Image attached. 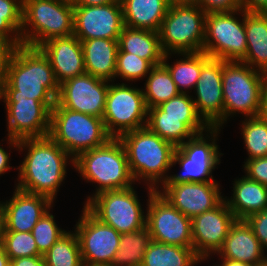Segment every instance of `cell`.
Segmentation results:
<instances>
[{
	"mask_svg": "<svg viewBox=\"0 0 267 266\" xmlns=\"http://www.w3.org/2000/svg\"><path fill=\"white\" fill-rule=\"evenodd\" d=\"M49 136L73 159L80 153L104 145L112 137L102 118L54 105Z\"/></svg>",
	"mask_w": 267,
	"mask_h": 266,
	"instance_id": "cell-6",
	"label": "cell"
},
{
	"mask_svg": "<svg viewBox=\"0 0 267 266\" xmlns=\"http://www.w3.org/2000/svg\"><path fill=\"white\" fill-rule=\"evenodd\" d=\"M13 196L0 201L5 231L31 232L39 219L54 203L47 197L22 191L15 187Z\"/></svg>",
	"mask_w": 267,
	"mask_h": 266,
	"instance_id": "cell-21",
	"label": "cell"
},
{
	"mask_svg": "<svg viewBox=\"0 0 267 266\" xmlns=\"http://www.w3.org/2000/svg\"><path fill=\"white\" fill-rule=\"evenodd\" d=\"M240 3L246 12L267 13V0H240Z\"/></svg>",
	"mask_w": 267,
	"mask_h": 266,
	"instance_id": "cell-45",
	"label": "cell"
},
{
	"mask_svg": "<svg viewBox=\"0 0 267 266\" xmlns=\"http://www.w3.org/2000/svg\"><path fill=\"white\" fill-rule=\"evenodd\" d=\"M108 88L109 81L84 73L59 85L55 105L102 118Z\"/></svg>",
	"mask_w": 267,
	"mask_h": 266,
	"instance_id": "cell-16",
	"label": "cell"
},
{
	"mask_svg": "<svg viewBox=\"0 0 267 266\" xmlns=\"http://www.w3.org/2000/svg\"><path fill=\"white\" fill-rule=\"evenodd\" d=\"M4 234H5V222L2 210L0 209V247L3 246Z\"/></svg>",
	"mask_w": 267,
	"mask_h": 266,
	"instance_id": "cell-52",
	"label": "cell"
},
{
	"mask_svg": "<svg viewBox=\"0 0 267 266\" xmlns=\"http://www.w3.org/2000/svg\"><path fill=\"white\" fill-rule=\"evenodd\" d=\"M232 188V196H225L224 200L237 220H245L267 208V186L243 175L234 180Z\"/></svg>",
	"mask_w": 267,
	"mask_h": 266,
	"instance_id": "cell-25",
	"label": "cell"
},
{
	"mask_svg": "<svg viewBox=\"0 0 267 266\" xmlns=\"http://www.w3.org/2000/svg\"><path fill=\"white\" fill-rule=\"evenodd\" d=\"M3 248L11 259L29 256H43L31 232L5 231Z\"/></svg>",
	"mask_w": 267,
	"mask_h": 266,
	"instance_id": "cell-40",
	"label": "cell"
},
{
	"mask_svg": "<svg viewBox=\"0 0 267 266\" xmlns=\"http://www.w3.org/2000/svg\"><path fill=\"white\" fill-rule=\"evenodd\" d=\"M216 255L220 259L247 262L253 266L267 261V254L245 220H236L231 226Z\"/></svg>",
	"mask_w": 267,
	"mask_h": 266,
	"instance_id": "cell-23",
	"label": "cell"
},
{
	"mask_svg": "<svg viewBox=\"0 0 267 266\" xmlns=\"http://www.w3.org/2000/svg\"><path fill=\"white\" fill-rule=\"evenodd\" d=\"M86 198L83 206L99 221L120 234L135 232L146 226L147 212L142 209L133 186L103 191Z\"/></svg>",
	"mask_w": 267,
	"mask_h": 266,
	"instance_id": "cell-10",
	"label": "cell"
},
{
	"mask_svg": "<svg viewBox=\"0 0 267 266\" xmlns=\"http://www.w3.org/2000/svg\"><path fill=\"white\" fill-rule=\"evenodd\" d=\"M244 26L247 51L240 62L262 73L267 72V13L247 12Z\"/></svg>",
	"mask_w": 267,
	"mask_h": 266,
	"instance_id": "cell-26",
	"label": "cell"
},
{
	"mask_svg": "<svg viewBox=\"0 0 267 266\" xmlns=\"http://www.w3.org/2000/svg\"><path fill=\"white\" fill-rule=\"evenodd\" d=\"M43 258L45 266H83L77 234L68 230Z\"/></svg>",
	"mask_w": 267,
	"mask_h": 266,
	"instance_id": "cell-34",
	"label": "cell"
},
{
	"mask_svg": "<svg viewBox=\"0 0 267 266\" xmlns=\"http://www.w3.org/2000/svg\"><path fill=\"white\" fill-rule=\"evenodd\" d=\"M124 27L121 3L74 6L73 34L80 41L96 38L118 40Z\"/></svg>",
	"mask_w": 267,
	"mask_h": 266,
	"instance_id": "cell-19",
	"label": "cell"
},
{
	"mask_svg": "<svg viewBox=\"0 0 267 266\" xmlns=\"http://www.w3.org/2000/svg\"><path fill=\"white\" fill-rule=\"evenodd\" d=\"M245 221L252 228L264 252L267 253V208L261 212L250 215Z\"/></svg>",
	"mask_w": 267,
	"mask_h": 266,
	"instance_id": "cell-42",
	"label": "cell"
},
{
	"mask_svg": "<svg viewBox=\"0 0 267 266\" xmlns=\"http://www.w3.org/2000/svg\"><path fill=\"white\" fill-rule=\"evenodd\" d=\"M170 4L192 3L193 0H167Z\"/></svg>",
	"mask_w": 267,
	"mask_h": 266,
	"instance_id": "cell-53",
	"label": "cell"
},
{
	"mask_svg": "<svg viewBox=\"0 0 267 266\" xmlns=\"http://www.w3.org/2000/svg\"><path fill=\"white\" fill-rule=\"evenodd\" d=\"M241 122L242 139L248 152L246 160L267 157V121L254 116L245 117Z\"/></svg>",
	"mask_w": 267,
	"mask_h": 266,
	"instance_id": "cell-35",
	"label": "cell"
},
{
	"mask_svg": "<svg viewBox=\"0 0 267 266\" xmlns=\"http://www.w3.org/2000/svg\"><path fill=\"white\" fill-rule=\"evenodd\" d=\"M146 126L175 147L209 127L202 118L147 117Z\"/></svg>",
	"mask_w": 267,
	"mask_h": 266,
	"instance_id": "cell-29",
	"label": "cell"
},
{
	"mask_svg": "<svg viewBox=\"0 0 267 266\" xmlns=\"http://www.w3.org/2000/svg\"><path fill=\"white\" fill-rule=\"evenodd\" d=\"M151 241L147 226L135 232L121 234L120 246L111 266H141Z\"/></svg>",
	"mask_w": 267,
	"mask_h": 266,
	"instance_id": "cell-32",
	"label": "cell"
},
{
	"mask_svg": "<svg viewBox=\"0 0 267 266\" xmlns=\"http://www.w3.org/2000/svg\"><path fill=\"white\" fill-rule=\"evenodd\" d=\"M257 266H267V261L265 263L257 265Z\"/></svg>",
	"mask_w": 267,
	"mask_h": 266,
	"instance_id": "cell-55",
	"label": "cell"
},
{
	"mask_svg": "<svg viewBox=\"0 0 267 266\" xmlns=\"http://www.w3.org/2000/svg\"><path fill=\"white\" fill-rule=\"evenodd\" d=\"M118 139L125 149L134 181L142 179L147 187L157 191L169 177L176 147L147 126L126 132Z\"/></svg>",
	"mask_w": 267,
	"mask_h": 266,
	"instance_id": "cell-3",
	"label": "cell"
},
{
	"mask_svg": "<svg viewBox=\"0 0 267 266\" xmlns=\"http://www.w3.org/2000/svg\"><path fill=\"white\" fill-rule=\"evenodd\" d=\"M49 59L39 48L19 46L9 64L6 81L0 86V98H31L50 110L59 93Z\"/></svg>",
	"mask_w": 267,
	"mask_h": 266,
	"instance_id": "cell-2",
	"label": "cell"
},
{
	"mask_svg": "<svg viewBox=\"0 0 267 266\" xmlns=\"http://www.w3.org/2000/svg\"><path fill=\"white\" fill-rule=\"evenodd\" d=\"M10 266H45L43 256H29L11 259Z\"/></svg>",
	"mask_w": 267,
	"mask_h": 266,
	"instance_id": "cell-46",
	"label": "cell"
},
{
	"mask_svg": "<svg viewBox=\"0 0 267 266\" xmlns=\"http://www.w3.org/2000/svg\"><path fill=\"white\" fill-rule=\"evenodd\" d=\"M172 54L183 58L176 59L173 64H169L167 60ZM209 59L210 57L205 52L166 53L162 64L170 72L179 92L188 94L189 90L192 91L195 88L201 68Z\"/></svg>",
	"mask_w": 267,
	"mask_h": 266,
	"instance_id": "cell-30",
	"label": "cell"
},
{
	"mask_svg": "<svg viewBox=\"0 0 267 266\" xmlns=\"http://www.w3.org/2000/svg\"><path fill=\"white\" fill-rule=\"evenodd\" d=\"M19 46L0 36V86L6 81L10 61Z\"/></svg>",
	"mask_w": 267,
	"mask_h": 266,
	"instance_id": "cell-43",
	"label": "cell"
},
{
	"mask_svg": "<svg viewBox=\"0 0 267 266\" xmlns=\"http://www.w3.org/2000/svg\"><path fill=\"white\" fill-rule=\"evenodd\" d=\"M244 163L245 176L250 180L267 186V157L246 160Z\"/></svg>",
	"mask_w": 267,
	"mask_h": 266,
	"instance_id": "cell-41",
	"label": "cell"
},
{
	"mask_svg": "<svg viewBox=\"0 0 267 266\" xmlns=\"http://www.w3.org/2000/svg\"><path fill=\"white\" fill-rule=\"evenodd\" d=\"M219 182L163 184L157 192L190 219L217 207L224 196ZM163 189V190H162Z\"/></svg>",
	"mask_w": 267,
	"mask_h": 266,
	"instance_id": "cell-20",
	"label": "cell"
},
{
	"mask_svg": "<svg viewBox=\"0 0 267 266\" xmlns=\"http://www.w3.org/2000/svg\"><path fill=\"white\" fill-rule=\"evenodd\" d=\"M147 76L145 88L142 90L148 109L159 106L180 93L170 72L163 64L154 66Z\"/></svg>",
	"mask_w": 267,
	"mask_h": 266,
	"instance_id": "cell-33",
	"label": "cell"
},
{
	"mask_svg": "<svg viewBox=\"0 0 267 266\" xmlns=\"http://www.w3.org/2000/svg\"><path fill=\"white\" fill-rule=\"evenodd\" d=\"M147 117L201 118L189 94L179 93L170 100L148 109Z\"/></svg>",
	"mask_w": 267,
	"mask_h": 266,
	"instance_id": "cell-37",
	"label": "cell"
},
{
	"mask_svg": "<svg viewBox=\"0 0 267 266\" xmlns=\"http://www.w3.org/2000/svg\"><path fill=\"white\" fill-rule=\"evenodd\" d=\"M0 101L7 112L9 150H18L19 140L49 136L51 110L44 103L31 98H0Z\"/></svg>",
	"mask_w": 267,
	"mask_h": 266,
	"instance_id": "cell-14",
	"label": "cell"
},
{
	"mask_svg": "<svg viewBox=\"0 0 267 266\" xmlns=\"http://www.w3.org/2000/svg\"><path fill=\"white\" fill-rule=\"evenodd\" d=\"M258 116L267 121V72H263L261 83V104Z\"/></svg>",
	"mask_w": 267,
	"mask_h": 266,
	"instance_id": "cell-47",
	"label": "cell"
},
{
	"mask_svg": "<svg viewBox=\"0 0 267 266\" xmlns=\"http://www.w3.org/2000/svg\"><path fill=\"white\" fill-rule=\"evenodd\" d=\"M209 257H198L193 247H181L151 241L141 266H196Z\"/></svg>",
	"mask_w": 267,
	"mask_h": 266,
	"instance_id": "cell-31",
	"label": "cell"
},
{
	"mask_svg": "<svg viewBox=\"0 0 267 266\" xmlns=\"http://www.w3.org/2000/svg\"><path fill=\"white\" fill-rule=\"evenodd\" d=\"M22 4V45L39 48L53 38L73 35L74 6L70 0H29Z\"/></svg>",
	"mask_w": 267,
	"mask_h": 266,
	"instance_id": "cell-5",
	"label": "cell"
},
{
	"mask_svg": "<svg viewBox=\"0 0 267 266\" xmlns=\"http://www.w3.org/2000/svg\"><path fill=\"white\" fill-rule=\"evenodd\" d=\"M192 3L200 6L206 13L232 12L242 8L240 0H193Z\"/></svg>",
	"mask_w": 267,
	"mask_h": 266,
	"instance_id": "cell-44",
	"label": "cell"
},
{
	"mask_svg": "<svg viewBox=\"0 0 267 266\" xmlns=\"http://www.w3.org/2000/svg\"><path fill=\"white\" fill-rule=\"evenodd\" d=\"M73 167L82 176L81 179L97 183L92 196L107 190L126 189L135 184L125 149L118 138H111L104 145L80 153L74 159Z\"/></svg>",
	"mask_w": 267,
	"mask_h": 266,
	"instance_id": "cell-4",
	"label": "cell"
},
{
	"mask_svg": "<svg viewBox=\"0 0 267 266\" xmlns=\"http://www.w3.org/2000/svg\"><path fill=\"white\" fill-rule=\"evenodd\" d=\"M86 73L112 82L115 80L118 40L96 38L81 41Z\"/></svg>",
	"mask_w": 267,
	"mask_h": 266,
	"instance_id": "cell-24",
	"label": "cell"
},
{
	"mask_svg": "<svg viewBox=\"0 0 267 266\" xmlns=\"http://www.w3.org/2000/svg\"><path fill=\"white\" fill-rule=\"evenodd\" d=\"M236 220L225 200L214 209L193 217L191 229L195 254L210 258L217 254Z\"/></svg>",
	"mask_w": 267,
	"mask_h": 266,
	"instance_id": "cell-18",
	"label": "cell"
},
{
	"mask_svg": "<svg viewBox=\"0 0 267 266\" xmlns=\"http://www.w3.org/2000/svg\"><path fill=\"white\" fill-rule=\"evenodd\" d=\"M246 13L242 8L232 12L207 13L203 52L210 58L241 61L247 51L244 26Z\"/></svg>",
	"mask_w": 267,
	"mask_h": 266,
	"instance_id": "cell-11",
	"label": "cell"
},
{
	"mask_svg": "<svg viewBox=\"0 0 267 266\" xmlns=\"http://www.w3.org/2000/svg\"><path fill=\"white\" fill-rule=\"evenodd\" d=\"M148 108L143 90L126 83L109 82L103 121L112 138L146 126Z\"/></svg>",
	"mask_w": 267,
	"mask_h": 266,
	"instance_id": "cell-12",
	"label": "cell"
},
{
	"mask_svg": "<svg viewBox=\"0 0 267 266\" xmlns=\"http://www.w3.org/2000/svg\"><path fill=\"white\" fill-rule=\"evenodd\" d=\"M18 151L27 153L15 168L18 169L15 187L45 196L54 203L67 176V164L74 166V159L50 136L19 140Z\"/></svg>",
	"mask_w": 267,
	"mask_h": 266,
	"instance_id": "cell-1",
	"label": "cell"
},
{
	"mask_svg": "<svg viewBox=\"0 0 267 266\" xmlns=\"http://www.w3.org/2000/svg\"><path fill=\"white\" fill-rule=\"evenodd\" d=\"M124 25L159 32L170 3L167 0H120Z\"/></svg>",
	"mask_w": 267,
	"mask_h": 266,
	"instance_id": "cell-27",
	"label": "cell"
},
{
	"mask_svg": "<svg viewBox=\"0 0 267 266\" xmlns=\"http://www.w3.org/2000/svg\"><path fill=\"white\" fill-rule=\"evenodd\" d=\"M83 266H111V265H87V264H83Z\"/></svg>",
	"mask_w": 267,
	"mask_h": 266,
	"instance_id": "cell-54",
	"label": "cell"
},
{
	"mask_svg": "<svg viewBox=\"0 0 267 266\" xmlns=\"http://www.w3.org/2000/svg\"><path fill=\"white\" fill-rule=\"evenodd\" d=\"M118 52L132 53L148 60L153 66L162 64L164 52L159 32L125 26L119 35Z\"/></svg>",
	"mask_w": 267,
	"mask_h": 266,
	"instance_id": "cell-28",
	"label": "cell"
},
{
	"mask_svg": "<svg viewBox=\"0 0 267 266\" xmlns=\"http://www.w3.org/2000/svg\"><path fill=\"white\" fill-rule=\"evenodd\" d=\"M11 260L6 254L3 246L0 247V266H10Z\"/></svg>",
	"mask_w": 267,
	"mask_h": 266,
	"instance_id": "cell-51",
	"label": "cell"
},
{
	"mask_svg": "<svg viewBox=\"0 0 267 266\" xmlns=\"http://www.w3.org/2000/svg\"><path fill=\"white\" fill-rule=\"evenodd\" d=\"M222 70L223 60L210 58L201 68L196 95L191 96L198 115L209 127H224Z\"/></svg>",
	"mask_w": 267,
	"mask_h": 266,
	"instance_id": "cell-17",
	"label": "cell"
},
{
	"mask_svg": "<svg viewBox=\"0 0 267 266\" xmlns=\"http://www.w3.org/2000/svg\"><path fill=\"white\" fill-rule=\"evenodd\" d=\"M81 258L87 265H111L120 246L121 234L94 217L84 206L75 225Z\"/></svg>",
	"mask_w": 267,
	"mask_h": 266,
	"instance_id": "cell-15",
	"label": "cell"
},
{
	"mask_svg": "<svg viewBox=\"0 0 267 266\" xmlns=\"http://www.w3.org/2000/svg\"><path fill=\"white\" fill-rule=\"evenodd\" d=\"M39 49L49 59L59 84L86 73L81 41L74 34L53 38Z\"/></svg>",
	"mask_w": 267,
	"mask_h": 266,
	"instance_id": "cell-22",
	"label": "cell"
},
{
	"mask_svg": "<svg viewBox=\"0 0 267 266\" xmlns=\"http://www.w3.org/2000/svg\"><path fill=\"white\" fill-rule=\"evenodd\" d=\"M73 6H99L111 3H121L120 0H70Z\"/></svg>",
	"mask_w": 267,
	"mask_h": 266,
	"instance_id": "cell-48",
	"label": "cell"
},
{
	"mask_svg": "<svg viewBox=\"0 0 267 266\" xmlns=\"http://www.w3.org/2000/svg\"><path fill=\"white\" fill-rule=\"evenodd\" d=\"M23 4L21 0H0V36L22 46L20 37Z\"/></svg>",
	"mask_w": 267,
	"mask_h": 266,
	"instance_id": "cell-36",
	"label": "cell"
},
{
	"mask_svg": "<svg viewBox=\"0 0 267 266\" xmlns=\"http://www.w3.org/2000/svg\"><path fill=\"white\" fill-rule=\"evenodd\" d=\"M220 132L219 127H208L205 133L195 134L176 147L171 167L179 164L181 173L169 175L164 184L218 182L212 172L221 163L220 158L223 156L216 142Z\"/></svg>",
	"mask_w": 267,
	"mask_h": 266,
	"instance_id": "cell-7",
	"label": "cell"
},
{
	"mask_svg": "<svg viewBox=\"0 0 267 266\" xmlns=\"http://www.w3.org/2000/svg\"><path fill=\"white\" fill-rule=\"evenodd\" d=\"M0 142V176L11 169L10 154L2 147Z\"/></svg>",
	"mask_w": 267,
	"mask_h": 266,
	"instance_id": "cell-49",
	"label": "cell"
},
{
	"mask_svg": "<svg viewBox=\"0 0 267 266\" xmlns=\"http://www.w3.org/2000/svg\"><path fill=\"white\" fill-rule=\"evenodd\" d=\"M262 75V72L240 61L223 60L224 125L236 114H242L244 117L258 116Z\"/></svg>",
	"mask_w": 267,
	"mask_h": 266,
	"instance_id": "cell-9",
	"label": "cell"
},
{
	"mask_svg": "<svg viewBox=\"0 0 267 266\" xmlns=\"http://www.w3.org/2000/svg\"><path fill=\"white\" fill-rule=\"evenodd\" d=\"M154 66L148 61L141 59L135 54L118 52L116 60L115 79L122 78L124 81H140L146 78Z\"/></svg>",
	"mask_w": 267,
	"mask_h": 266,
	"instance_id": "cell-38",
	"label": "cell"
},
{
	"mask_svg": "<svg viewBox=\"0 0 267 266\" xmlns=\"http://www.w3.org/2000/svg\"><path fill=\"white\" fill-rule=\"evenodd\" d=\"M68 231L59 228L55 217L47 211L35 224L31 233L37 244L38 251L43 255Z\"/></svg>",
	"mask_w": 267,
	"mask_h": 266,
	"instance_id": "cell-39",
	"label": "cell"
},
{
	"mask_svg": "<svg viewBox=\"0 0 267 266\" xmlns=\"http://www.w3.org/2000/svg\"><path fill=\"white\" fill-rule=\"evenodd\" d=\"M206 16L194 3L170 4L159 30L163 52H203Z\"/></svg>",
	"mask_w": 267,
	"mask_h": 266,
	"instance_id": "cell-8",
	"label": "cell"
},
{
	"mask_svg": "<svg viewBox=\"0 0 267 266\" xmlns=\"http://www.w3.org/2000/svg\"><path fill=\"white\" fill-rule=\"evenodd\" d=\"M222 260L221 266H253L252 264H249L247 262H241V261H234L229 259H219V261Z\"/></svg>",
	"mask_w": 267,
	"mask_h": 266,
	"instance_id": "cell-50",
	"label": "cell"
},
{
	"mask_svg": "<svg viewBox=\"0 0 267 266\" xmlns=\"http://www.w3.org/2000/svg\"><path fill=\"white\" fill-rule=\"evenodd\" d=\"M146 190V226L152 240L163 244L193 247L191 219L173 207L155 189L146 187Z\"/></svg>",
	"mask_w": 267,
	"mask_h": 266,
	"instance_id": "cell-13",
	"label": "cell"
}]
</instances>
